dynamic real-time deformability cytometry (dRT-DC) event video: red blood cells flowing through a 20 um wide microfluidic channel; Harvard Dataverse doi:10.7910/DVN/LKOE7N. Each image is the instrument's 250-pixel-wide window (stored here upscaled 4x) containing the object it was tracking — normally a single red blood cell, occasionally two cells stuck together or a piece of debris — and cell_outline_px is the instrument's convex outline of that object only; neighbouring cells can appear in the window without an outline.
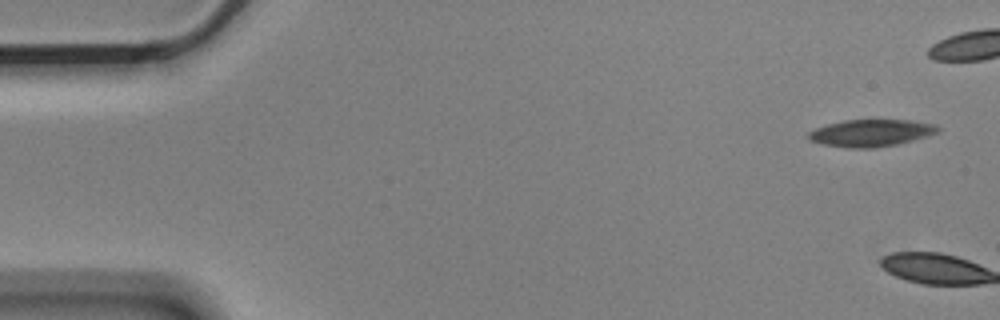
{"species": "Egyptian fruit bat (a non-hibernating species)", "species_latin": "Rousettus aegyptiacus", "temperature_condition": "cold", "stored_images_in_passage": 5, "camera_frame_rate_fps": 3000, "um_per_image_px": 0.085, "animal": {"sex": "male"}, "frame": {"image": 1, "passage_image": 1, "time_ms": 0.0, "image_size_px": [1000, 320], "cell_outline_px": [[940, 132], [928, 136], [896, 144], [872, 148], [848, 148], [824, 144], [808, 140], [808, 132], [816, 128], [828, 124], [844, 120], [912, 120], [936, 124], [940, 128]], "centroid_in_image_um": [74.06, 11.3], "position_along_channel_um": 10.9, "area_um2": 20.4}}